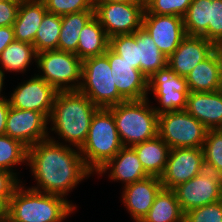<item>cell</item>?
<instances>
[{
  "label": "cell",
  "instance_id": "9c48e42d",
  "mask_svg": "<svg viewBox=\"0 0 222 222\" xmlns=\"http://www.w3.org/2000/svg\"><path fill=\"white\" fill-rule=\"evenodd\" d=\"M173 190L185 214L192 209L222 200V176L205 168Z\"/></svg>",
  "mask_w": 222,
  "mask_h": 222
},
{
  "label": "cell",
  "instance_id": "f1b7e54d",
  "mask_svg": "<svg viewBox=\"0 0 222 222\" xmlns=\"http://www.w3.org/2000/svg\"><path fill=\"white\" fill-rule=\"evenodd\" d=\"M209 21L210 0H192L183 17L186 35L204 37L208 40Z\"/></svg>",
  "mask_w": 222,
  "mask_h": 222
},
{
  "label": "cell",
  "instance_id": "4dcf8cb0",
  "mask_svg": "<svg viewBox=\"0 0 222 222\" xmlns=\"http://www.w3.org/2000/svg\"><path fill=\"white\" fill-rule=\"evenodd\" d=\"M27 158V146L7 135H0V169L9 171L17 177L13 166L22 162L27 164Z\"/></svg>",
  "mask_w": 222,
  "mask_h": 222
},
{
  "label": "cell",
  "instance_id": "ab89813d",
  "mask_svg": "<svg viewBox=\"0 0 222 222\" xmlns=\"http://www.w3.org/2000/svg\"><path fill=\"white\" fill-rule=\"evenodd\" d=\"M13 41H15L13 26H0V55Z\"/></svg>",
  "mask_w": 222,
  "mask_h": 222
},
{
  "label": "cell",
  "instance_id": "1f68e13d",
  "mask_svg": "<svg viewBox=\"0 0 222 222\" xmlns=\"http://www.w3.org/2000/svg\"><path fill=\"white\" fill-rule=\"evenodd\" d=\"M202 151L205 168L222 176V129L207 131Z\"/></svg>",
  "mask_w": 222,
  "mask_h": 222
},
{
  "label": "cell",
  "instance_id": "d4e9b609",
  "mask_svg": "<svg viewBox=\"0 0 222 222\" xmlns=\"http://www.w3.org/2000/svg\"><path fill=\"white\" fill-rule=\"evenodd\" d=\"M135 33L138 46V61L140 70L147 77L167 66V57L159 50L149 33L142 27Z\"/></svg>",
  "mask_w": 222,
  "mask_h": 222
},
{
  "label": "cell",
  "instance_id": "e0dca14e",
  "mask_svg": "<svg viewBox=\"0 0 222 222\" xmlns=\"http://www.w3.org/2000/svg\"><path fill=\"white\" fill-rule=\"evenodd\" d=\"M162 188L160 177L156 176H148L124 186L122 202L135 222H141L148 214Z\"/></svg>",
  "mask_w": 222,
  "mask_h": 222
},
{
  "label": "cell",
  "instance_id": "60d3db41",
  "mask_svg": "<svg viewBox=\"0 0 222 222\" xmlns=\"http://www.w3.org/2000/svg\"><path fill=\"white\" fill-rule=\"evenodd\" d=\"M10 109V104L7 98L0 100V135H5L6 120Z\"/></svg>",
  "mask_w": 222,
  "mask_h": 222
},
{
  "label": "cell",
  "instance_id": "ba28073f",
  "mask_svg": "<svg viewBox=\"0 0 222 222\" xmlns=\"http://www.w3.org/2000/svg\"><path fill=\"white\" fill-rule=\"evenodd\" d=\"M208 129L186 110L159 114L158 135L170 149L202 148Z\"/></svg>",
  "mask_w": 222,
  "mask_h": 222
},
{
  "label": "cell",
  "instance_id": "52a82bcc",
  "mask_svg": "<svg viewBox=\"0 0 222 222\" xmlns=\"http://www.w3.org/2000/svg\"><path fill=\"white\" fill-rule=\"evenodd\" d=\"M39 77L57 92L79 90L82 81V60L74 53L48 50L37 53ZM77 82V83H76Z\"/></svg>",
  "mask_w": 222,
  "mask_h": 222
},
{
  "label": "cell",
  "instance_id": "83f0119b",
  "mask_svg": "<svg viewBox=\"0 0 222 222\" xmlns=\"http://www.w3.org/2000/svg\"><path fill=\"white\" fill-rule=\"evenodd\" d=\"M37 59V53L34 45L21 42L13 41L10 43L0 55V69L8 72H26L29 64L32 60Z\"/></svg>",
  "mask_w": 222,
  "mask_h": 222
},
{
  "label": "cell",
  "instance_id": "7c38bea8",
  "mask_svg": "<svg viewBox=\"0 0 222 222\" xmlns=\"http://www.w3.org/2000/svg\"><path fill=\"white\" fill-rule=\"evenodd\" d=\"M205 169L202 148L170 149L167 163L160 177L163 188L174 189Z\"/></svg>",
  "mask_w": 222,
  "mask_h": 222
},
{
  "label": "cell",
  "instance_id": "74e56055",
  "mask_svg": "<svg viewBox=\"0 0 222 222\" xmlns=\"http://www.w3.org/2000/svg\"><path fill=\"white\" fill-rule=\"evenodd\" d=\"M19 184H22V181L13 173L0 169V206L4 210Z\"/></svg>",
  "mask_w": 222,
  "mask_h": 222
},
{
  "label": "cell",
  "instance_id": "30bf717a",
  "mask_svg": "<svg viewBox=\"0 0 222 222\" xmlns=\"http://www.w3.org/2000/svg\"><path fill=\"white\" fill-rule=\"evenodd\" d=\"M149 91L161 105L154 107L158 115L186 109L189 95L186 78L175 74L168 65L148 78Z\"/></svg>",
  "mask_w": 222,
  "mask_h": 222
},
{
  "label": "cell",
  "instance_id": "9a60e30c",
  "mask_svg": "<svg viewBox=\"0 0 222 222\" xmlns=\"http://www.w3.org/2000/svg\"><path fill=\"white\" fill-rule=\"evenodd\" d=\"M142 28L149 33L159 50L168 58L187 36L183 17L144 13Z\"/></svg>",
  "mask_w": 222,
  "mask_h": 222
},
{
  "label": "cell",
  "instance_id": "3957f363",
  "mask_svg": "<svg viewBox=\"0 0 222 222\" xmlns=\"http://www.w3.org/2000/svg\"><path fill=\"white\" fill-rule=\"evenodd\" d=\"M18 185L4 213L17 222H63L75 208L66 198ZM27 189V190H26Z\"/></svg>",
  "mask_w": 222,
  "mask_h": 222
},
{
  "label": "cell",
  "instance_id": "bcb514c9",
  "mask_svg": "<svg viewBox=\"0 0 222 222\" xmlns=\"http://www.w3.org/2000/svg\"><path fill=\"white\" fill-rule=\"evenodd\" d=\"M150 1L151 0H139V3L146 7Z\"/></svg>",
  "mask_w": 222,
  "mask_h": 222
},
{
  "label": "cell",
  "instance_id": "d6a6232c",
  "mask_svg": "<svg viewBox=\"0 0 222 222\" xmlns=\"http://www.w3.org/2000/svg\"><path fill=\"white\" fill-rule=\"evenodd\" d=\"M109 47L123 60L134 65L135 69L140 70V62L138 61V46L135 39V33L116 35L110 38Z\"/></svg>",
  "mask_w": 222,
  "mask_h": 222
},
{
  "label": "cell",
  "instance_id": "5bb4252c",
  "mask_svg": "<svg viewBox=\"0 0 222 222\" xmlns=\"http://www.w3.org/2000/svg\"><path fill=\"white\" fill-rule=\"evenodd\" d=\"M56 94L57 91L50 84L35 74L18 85L8 101L10 107L34 110L43 113L49 119Z\"/></svg>",
  "mask_w": 222,
  "mask_h": 222
},
{
  "label": "cell",
  "instance_id": "e575fe53",
  "mask_svg": "<svg viewBox=\"0 0 222 222\" xmlns=\"http://www.w3.org/2000/svg\"><path fill=\"white\" fill-rule=\"evenodd\" d=\"M46 10L63 16L65 14L94 10V0H43Z\"/></svg>",
  "mask_w": 222,
  "mask_h": 222
},
{
  "label": "cell",
  "instance_id": "f546056e",
  "mask_svg": "<svg viewBox=\"0 0 222 222\" xmlns=\"http://www.w3.org/2000/svg\"><path fill=\"white\" fill-rule=\"evenodd\" d=\"M62 19L60 15L46 12L34 39L36 53L57 50Z\"/></svg>",
  "mask_w": 222,
  "mask_h": 222
},
{
  "label": "cell",
  "instance_id": "5b68a950",
  "mask_svg": "<svg viewBox=\"0 0 222 222\" xmlns=\"http://www.w3.org/2000/svg\"><path fill=\"white\" fill-rule=\"evenodd\" d=\"M148 99L128 100L109 107L124 147H132L158 135L159 115Z\"/></svg>",
  "mask_w": 222,
  "mask_h": 222
},
{
  "label": "cell",
  "instance_id": "484cf974",
  "mask_svg": "<svg viewBox=\"0 0 222 222\" xmlns=\"http://www.w3.org/2000/svg\"><path fill=\"white\" fill-rule=\"evenodd\" d=\"M184 217L185 214L177 201L175 191L162 188L141 222H184Z\"/></svg>",
  "mask_w": 222,
  "mask_h": 222
},
{
  "label": "cell",
  "instance_id": "4316f807",
  "mask_svg": "<svg viewBox=\"0 0 222 222\" xmlns=\"http://www.w3.org/2000/svg\"><path fill=\"white\" fill-rule=\"evenodd\" d=\"M94 15L95 10H87L61 16L62 25L57 50L76 54L80 31Z\"/></svg>",
  "mask_w": 222,
  "mask_h": 222
},
{
  "label": "cell",
  "instance_id": "b9f144b4",
  "mask_svg": "<svg viewBox=\"0 0 222 222\" xmlns=\"http://www.w3.org/2000/svg\"><path fill=\"white\" fill-rule=\"evenodd\" d=\"M213 52L215 53L219 62L220 79L222 83V40L213 43Z\"/></svg>",
  "mask_w": 222,
  "mask_h": 222
},
{
  "label": "cell",
  "instance_id": "ffe728a7",
  "mask_svg": "<svg viewBox=\"0 0 222 222\" xmlns=\"http://www.w3.org/2000/svg\"><path fill=\"white\" fill-rule=\"evenodd\" d=\"M107 170H110L108 176L112 181H123L124 186L150 176L144 170L132 147L123 146L118 154L100 168L97 173L101 175Z\"/></svg>",
  "mask_w": 222,
  "mask_h": 222
},
{
  "label": "cell",
  "instance_id": "7dc6e473",
  "mask_svg": "<svg viewBox=\"0 0 222 222\" xmlns=\"http://www.w3.org/2000/svg\"><path fill=\"white\" fill-rule=\"evenodd\" d=\"M3 214H4V209L0 206V219H1Z\"/></svg>",
  "mask_w": 222,
  "mask_h": 222
},
{
  "label": "cell",
  "instance_id": "ac0fdd59",
  "mask_svg": "<svg viewBox=\"0 0 222 222\" xmlns=\"http://www.w3.org/2000/svg\"><path fill=\"white\" fill-rule=\"evenodd\" d=\"M213 52V43L204 37L186 36L167 58V65L175 74L186 77L193 68Z\"/></svg>",
  "mask_w": 222,
  "mask_h": 222
},
{
  "label": "cell",
  "instance_id": "8d00e7d4",
  "mask_svg": "<svg viewBox=\"0 0 222 222\" xmlns=\"http://www.w3.org/2000/svg\"><path fill=\"white\" fill-rule=\"evenodd\" d=\"M220 40H222V0H210L208 41L215 43Z\"/></svg>",
  "mask_w": 222,
  "mask_h": 222
},
{
  "label": "cell",
  "instance_id": "836d02e7",
  "mask_svg": "<svg viewBox=\"0 0 222 222\" xmlns=\"http://www.w3.org/2000/svg\"><path fill=\"white\" fill-rule=\"evenodd\" d=\"M192 0H151L144 13L184 17Z\"/></svg>",
  "mask_w": 222,
  "mask_h": 222
},
{
  "label": "cell",
  "instance_id": "8992f818",
  "mask_svg": "<svg viewBox=\"0 0 222 222\" xmlns=\"http://www.w3.org/2000/svg\"><path fill=\"white\" fill-rule=\"evenodd\" d=\"M79 91L98 108H109L127 101L119 92L111 74L108 58L103 54L82 61Z\"/></svg>",
  "mask_w": 222,
  "mask_h": 222
},
{
  "label": "cell",
  "instance_id": "277c9868",
  "mask_svg": "<svg viewBox=\"0 0 222 222\" xmlns=\"http://www.w3.org/2000/svg\"><path fill=\"white\" fill-rule=\"evenodd\" d=\"M122 147L112 111L98 108L91 119L86 141L79 149L86 167L97 173Z\"/></svg>",
  "mask_w": 222,
  "mask_h": 222
},
{
  "label": "cell",
  "instance_id": "f6af8a7d",
  "mask_svg": "<svg viewBox=\"0 0 222 222\" xmlns=\"http://www.w3.org/2000/svg\"><path fill=\"white\" fill-rule=\"evenodd\" d=\"M0 222H17V221H13L4 213L0 219Z\"/></svg>",
  "mask_w": 222,
  "mask_h": 222
},
{
  "label": "cell",
  "instance_id": "d590c367",
  "mask_svg": "<svg viewBox=\"0 0 222 222\" xmlns=\"http://www.w3.org/2000/svg\"><path fill=\"white\" fill-rule=\"evenodd\" d=\"M184 222H222V200L186 212Z\"/></svg>",
  "mask_w": 222,
  "mask_h": 222
},
{
  "label": "cell",
  "instance_id": "4fadbf2b",
  "mask_svg": "<svg viewBox=\"0 0 222 222\" xmlns=\"http://www.w3.org/2000/svg\"><path fill=\"white\" fill-rule=\"evenodd\" d=\"M48 122V118L43 113L10 107L5 135L21 141L29 148L49 138Z\"/></svg>",
  "mask_w": 222,
  "mask_h": 222
},
{
  "label": "cell",
  "instance_id": "7a4b0ae2",
  "mask_svg": "<svg viewBox=\"0 0 222 222\" xmlns=\"http://www.w3.org/2000/svg\"><path fill=\"white\" fill-rule=\"evenodd\" d=\"M98 107L79 90L57 92L48 119L52 128L69 146L80 149L86 141L91 119Z\"/></svg>",
  "mask_w": 222,
  "mask_h": 222
},
{
  "label": "cell",
  "instance_id": "8fae6325",
  "mask_svg": "<svg viewBox=\"0 0 222 222\" xmlns=\"http://www.w3.org/2000/svg\"><path fill=\"white\" fill-rule=\"evenodd\" d=\"M95 16L108 37L133 34L142 27L145 7L142 4L94 3Z\"/></svg>",
  "mask_w": 222,
  "mask_h": 222
},
{
  "label": "cell",
  "instance_id": "cb8c5ba5",
  "mask_svg": "<svg viewBox=\"0 0 222 222\" xmlns=\"http://www.w3.org/2000/svg\"><path fill=\"white\" fill-rule=\"evenodd\" d=\"M110 38L94 15L82 28L76 55L84 59L103 55L109 48Z\"/></svg>",
  "mask_w": 222,
  "mask_h": 222
},
{
  "label": "cell",
  "instance_id": "2e32d148",
  "mask_svg": "<svg viewBox=\"0 0 222 222\" xmlns=\"http://www.w3.org/2000/svg\"><path fill=\"white\" fill-rule=\"evenodd\" d=\"M104 55L111 66V74L118 92L128 100H143L148 98V78L135 69L134 65L123 60L110 47Z\"/></svg>",
  "mask_w": 222,
  "mask_h": 222
},
{
  "label": "cell",
  "instance_id": "603a6c76",
  "mask_svg": "<svg viewBox=\"0 0 222 222\" xmlns=\"http://www.w3.org/2000/svg\"><path fill=\"white\" fill-rule=\"evenodd\" d=\"M144 170L150 176L161 177L164 172L170 148L159 135L132 146Z\"/></svg>",
  "mask_w": 222,
  "mask_h": 222
},
{
  "label": "cell",
  "instance_id": "f35d334b",
  "mask_svg": "<svg viewBox=\"0 0 222 222\" xmlns=\"http://www.w3.org/2000/svg\"><path fill=\"white\" fill-rule=\"evenodd\" d=\"M21 0L0 2V26H13Z\"/></svg>",
  "mask_w": 222,
  "mask_h": 222
},
{
  "label": "cell",
  "instance_id": "44dd1931",
  "mask_svg": "<svg viewBox=\"0 0 222 222\" xmlns=\"http://www.w3.org/2000/svg\"><path fill=\"white\" fill-rule=\"evenodd\" d=\"M47 12L43 0H21L13 24L15 40L33 45L36 32Z\"/></svg>",
  "mask_w": 222,
  "mask_h": 222
},
{
  "label": "cell",
  "instance_id": "ee69618b",
  "mask_svg": "<svg viewBox=\"0 0 222 222\" xmlns=\"http://www.w3.org/2000/svg\"><path fill=\"white\" fill-rule=\"evenodd\" d=\"M5 71H2L1 69H0V100L1 99H3V98H6V97H4V96H2V94H1V92H2V88H3V85H4V79H5V73H4Z\"/></svg>",
  "mask_w": 222,
  "mask_h": 222
},
{
  "label": "cell",
  "instance_id": "6da1fadb",
  "mask_svg": "<svg viewBox=\"0 0 222 222\" xmlns=\"http://www.w3.org/2000/svg\"><path fill=\"white\" fill-rule=\"evenodd\" d=\"M49 138L28 148L27 165L37 181V187L31 189L65 197L93 173L86 167L79 149L60 143L53 136Z\"/></svg>",
  "mask_w": 222,
  "mask_h": 222
},
{
  "label": "cell",
  "instance_id": "7bdbcfd3",
  "mask_svg": "<svg viewBox=\"0 0 222 222\" xmlns=\"http://www.w3.org/2000/svg\"><path fill=\"white\" fill-rule=\"evenodd\" d=\"M124 2L129 4H140L139 0H94V3H116Z\"/></svg>",
  "mask_w": 222,
  "mask_h": 222
},
{
  "label": "cell",
  "instance_id": "d6986e66",
  "mask_svg": "<svg viewBox=\"0 0 222 222\" xmlns=\"http://www.w3.org/2000/svg\"><path fill=\"white\" fill-rule=\"evenodd\" d=\"M185 110L208 130L222 129V89L215 92H189Z\"/></svg>",
  "mask_w": 222,
  "mask_h": 222
},
{
  "label": "cell",
  "instance_id": "7402d4cb",
  "mask_svg": "<svg viewBox=\"0 0 222 222\" xmlns=\"http://www.w3.org/2000/svg\"><path fill=\"white\" fill-rule=\"evenodd\" d=\"M189 92H215L222 89L219 62L214 52L199 62L185 77Z\"/></svg>",
  "mask_w": 222,
  "mask_h": 222
}]
</instances>
